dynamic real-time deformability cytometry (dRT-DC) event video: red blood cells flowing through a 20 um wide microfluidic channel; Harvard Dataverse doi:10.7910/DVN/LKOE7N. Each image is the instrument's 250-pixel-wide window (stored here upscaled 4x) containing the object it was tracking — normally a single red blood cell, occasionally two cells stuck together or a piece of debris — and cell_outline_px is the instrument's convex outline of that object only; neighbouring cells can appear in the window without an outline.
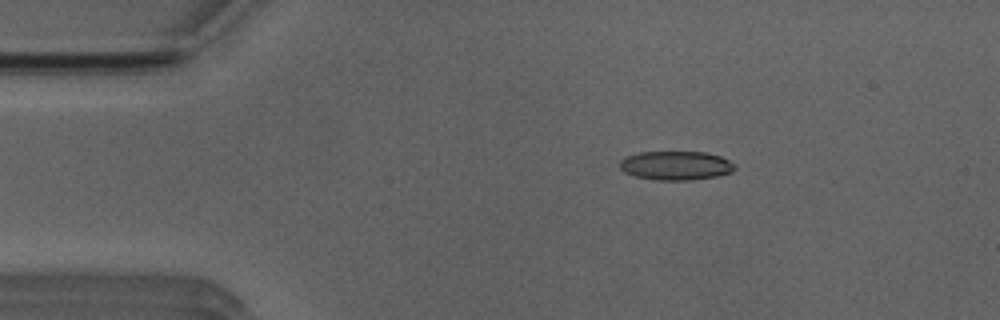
{"species": "Egyptian fruit bat (a non-hibernating species)", "species_latin": "Rousettus aegyptiacus", "temperature_condition": "room temperature", "stored_images_in_passage": 44, "camera_frame_rate_fps": 3000, "um_per_image_px": 0.085, "animal": {"sex": "male"}, "frame": {"image": 1, "passage_image": 1, "time_ms": 0.0, "image_size_px": [1000, 320], "cell_outline_px": [[736, 168], [732, 172], [716, 176], [692, 180], [656, 180], [636, 176], [624, 172], [620, 168], [620, 160], [628, 156], [640, 152], [704, 152], [720, 156], [736, 164]], "centroid_in_image_um": [57.47, 14.07], "position_along_channel_um": 27.5, "area_um2": 19.36}}
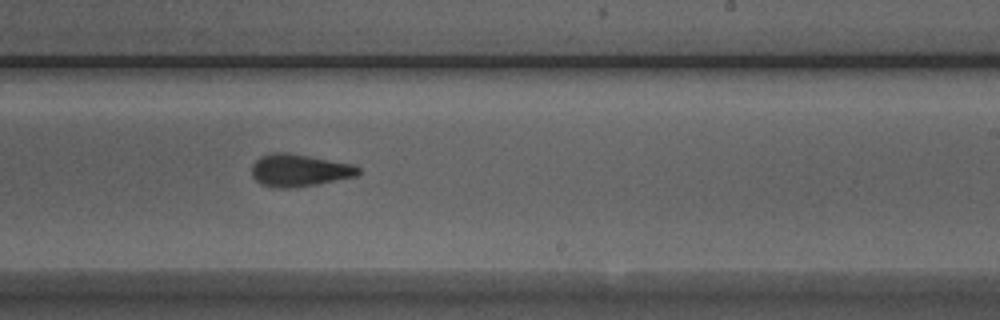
{"frame": {"image": 2, "passage_image": 23, "time_ms": 7.333, "image_size_px": [1000, 320], "cell_outline_px": [[360, 172], [356, 176], [316, 184], [288, 188], [280, 188], [260, 184], [252, 176], [252, 164], [260, 156], [272, 152], [288, 152], [352, 164], [360, 168]], "centroid_in_image_um": [25.41, 14.46], "position_along_channel_um": 263.6, "area_um2": 20.0}}
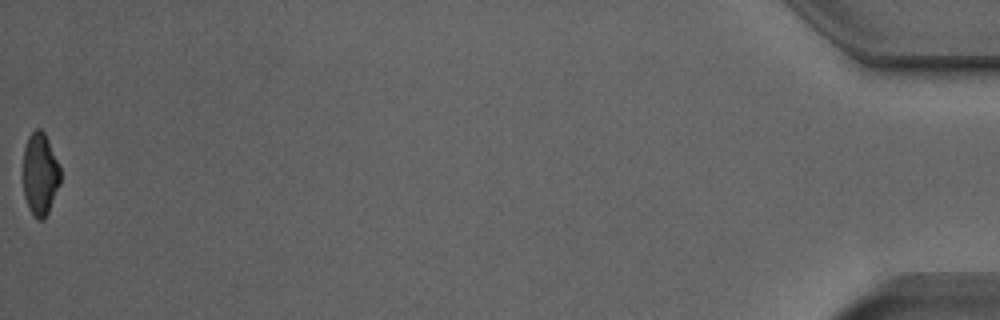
{"frame": {"image": 3, "passage_image": 44, "time_ms": 14.333, "image_size_px": [1000, 320], "cell_outline_px": [[60, 184], [48, 212], [44, 220], [36, 220], [32, 216], [28, 208], [24, 196], [24, 148], [28, 136], [36, 128], [40, 128], [44, 132], [48, 140], [60, 168]], "centroid_in_image_um": [3.4, 14.83], "position_along_channel_um": 431.8, "area_um2": 17.92}, "authors_computed_cell_mechanics": {"area_um2": 19.5942, "velocity_mm_per_s": 3.95, "shape_relaxation_time_tau1_ms": 3.8728, "shape_relaxation_time_tau2_ms": 1.8773, "deformation_change_tau1": 0.1617, "deformation_change_tau2": 0.1051}}